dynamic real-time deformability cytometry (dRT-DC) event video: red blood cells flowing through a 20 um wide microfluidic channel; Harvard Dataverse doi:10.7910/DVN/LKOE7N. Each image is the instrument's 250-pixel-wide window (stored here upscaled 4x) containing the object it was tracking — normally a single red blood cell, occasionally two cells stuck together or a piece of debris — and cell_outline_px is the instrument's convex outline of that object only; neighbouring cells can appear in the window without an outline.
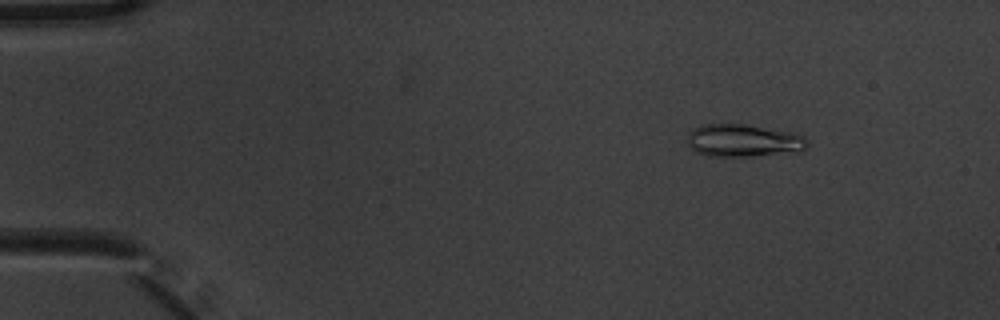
{"species": "common noctule bat (a hibernating species)", "species_latin": "Nyctalus noctula", "temperature_condition": "warm", "stored_images_in_passage": 7, "camera_frame_rate_fps": 3000, "um_per_image_px": 0.085, "animal": {"sex": "male", "body_mass_g": 20.1, "forearm_length_mm": 53.5}, "frame": {"image": 1, "passage_image": 2, "time_ms": 0.333, "image_size_px": [1000, 320], "cell_outline_px": [[808, 144], [800, 152], [748, 156], [708, 156], [696, 152], [688, 148], [688, 132], [692, 128], [700, 124], [740, 124], [792, 132], [804, 136], [808, 140]], "centroid_in_image_um": [63.15, 11.95], "position_along_channel_um": 21.8, "area_um2": 22.95}}
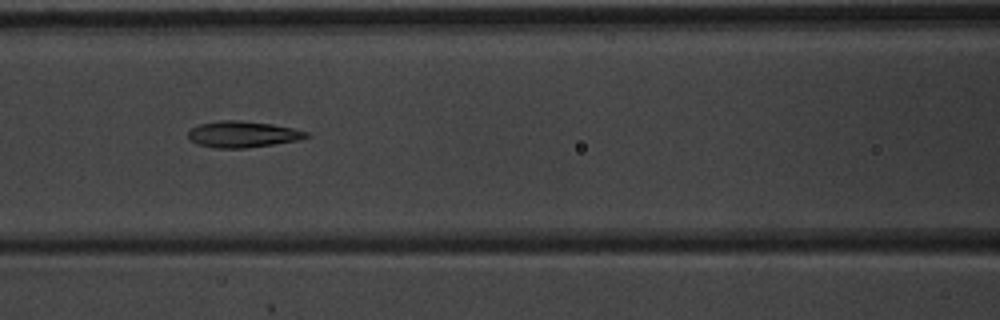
{"frame": {"image": 2, "passage_image": 7, "time_ms": 2.0, "image_size_px": [1000, 320], "cell_outline_px": [[312, 136], [300, 140], [244, 148], [216, 148], [196, 144], [188, 140], [188, 132], [192, 128], [200, 124], [220, 120], [240, 120], [272, 124], [292, 128], [308, 132]], "centroid_in_image_um": [20.62, 11.41], "position_along_channel_um": 146.0, "area_um2": 18.15}}